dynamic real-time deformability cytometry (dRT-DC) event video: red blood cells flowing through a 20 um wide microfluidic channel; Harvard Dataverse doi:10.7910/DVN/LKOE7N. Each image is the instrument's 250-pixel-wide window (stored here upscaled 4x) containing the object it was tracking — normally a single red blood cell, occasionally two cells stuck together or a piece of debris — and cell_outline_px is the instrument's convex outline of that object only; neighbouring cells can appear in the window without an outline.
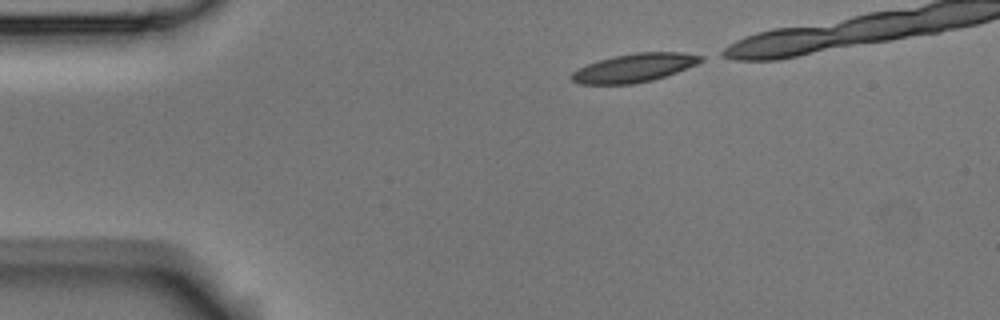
{"species": "Egyptian fruit bat (a non-hibernating species)", "species_latin": "Rousettus aegyptiacus", "temperature_condition": "room temperature", "stored_images_in_passage": 34, "camera_frame_rate_fps": 3000, "um_per_image_px": 0.085, "animal": {"sex": "male"}, "frame": {"image": 1, "passage_image": 1, "time_ms": 0.0, "image_size_px": [1000, 320], "cell_outline_px": [[704, 60], [696, 64], [676, 72], [652, 80], [636, 84], [576, 84], [572, 80], [572, 72], [588, 64], [600, 60], [616, 56], [636, 52], [680, 52], [704, 56]], "centroid_in_image_um": [53.92, 5.77], "position_along_channel_um": 31.1, "area_um2": 21.21}}
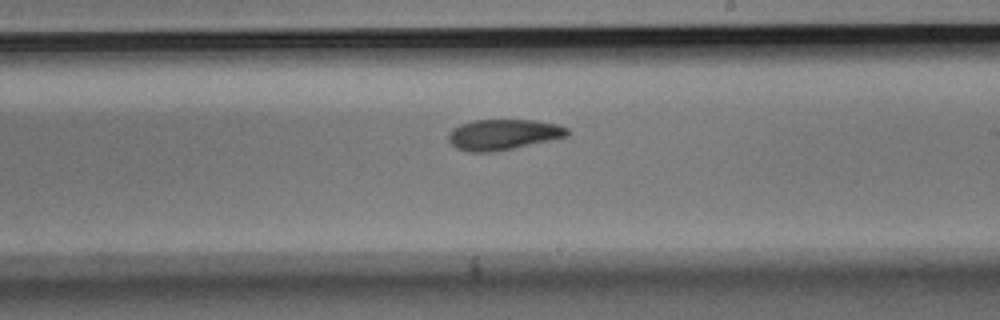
{"frame": {"image": 2, "passage_image": 22, "time_ms": 7.0, "image_size_px": [1000, 320], "cell_outline_px": [[568, 136], [512, 148], [492, 152], [468, 152], [456, 148], [448, 140], [448, 132], [452, 128], [460, 124], [472, 120], [532, 120], [556, 124], [568, 128]], "centroid_in_image_um": [42.71, 11.43], "position_along_channel_um": 246.3, "area_um2": 21.1}}
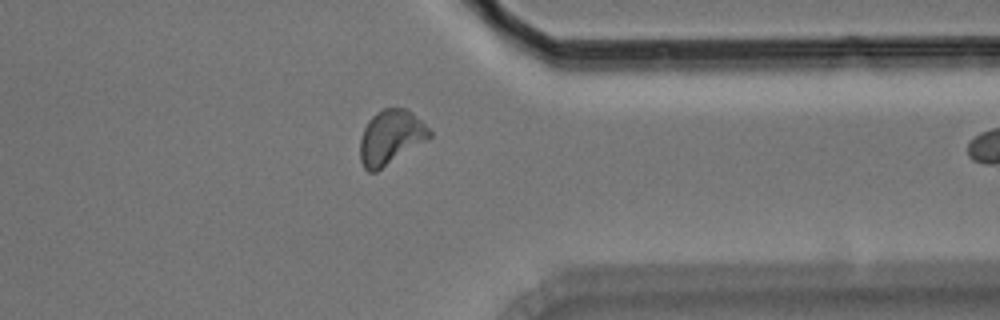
{"frame": {"image": 3, "passage_image": 33, "time_ms": 10.667, "image_size_px": [1000, 320], "cell_outline_px": [[432, 136], [428, 140], [376, 172], [368, 172], [364, 168], [360, 160], [360, 140], [364, 128], [368, 120], [376, 112], [384, 108], [408, 108], [432, 132]], "centroid_in_image_um": [33.21, 11.67], "position_along_channel_um": 378.2, "area_um2": 22.14}}